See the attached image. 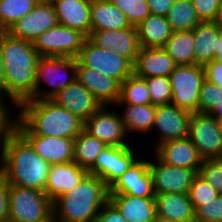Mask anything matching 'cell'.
Segmentation results:
<instances>
[{
	"mask_svg": "<svg viewBox=\"0 0 222 222\" xmlns=\"http://www.w3.org/2000/svg\"><path fill=\"white\" fill-rule=\"evenodd\" d=\"M141 157V158H140ZM109 188V194H129L136 197H155L149 159L140 156Z\"/></svg>",
	"mask_w": 222,
	"mask_h": 222,
	"instance_id": "obj_16",
	"label": "cell"
},
{
	"mask_svg": "<svg viewBox=\"0 0 222 222\" xmlns=\"http://www.w3.org/2000/svg\"><path fill=\"white\" fill-rule=\"evenodd\" d=\"M116 103L131 105L152 104L146 81L134 74L121 83L120 98Z\"/></svg>",
	"mask_w": 222,
	"mask_h": 222,
	"instance_id": "obj_33",
	"label": "cell"
},
{
	"mask_svg": "<svg viewBox=\"0 0 222 222\" xmlns=\"http://www.w3.org/2000/svg\"><path fill=\"white\" fill-rule=\"evenodd\" d=\"M58 24L50 0H39L34 9L16 21L7 31L12 37L33 42L43 32Z\"/></svg>",
	"mask_w": 222,
	"mask_h": 222,
	"instance_id": "obj_14",
	"label": "cell"
},
{
	"mask_svg": "<svg viewBox=\"0 0 222 222\" xmlns=\"http://www.w3.org/2000/svg\"><path fill=\"white\" fill-rule=\"evenodd\" d=\"M154 222H175V221H171L170 219L156 216Z\"/></svg>",
	"mask_w": 222,
	"mask_h": 222,
	"instance_id": "obj_54",
	"label": "cell"
},
{
	"mask_svg": "<svg viewBox=\"0 0 222 222\" xmlns=\"http://www.w3.org/2000/svg\"><path fill=\"white\" fill-rule=\"evenodd\" d=\"M175 0H147L150 14L167 16Z\"/></svg>",
	"mask_w": 222,
	"mask_h": 222,
	"instance_id": "obj_48",
	"label": "cell"
},
{
	"mask_svg": "<svg viewBox=\"0 0 222 222\" xmlns=\"http://www.w3.org/2000/svg\"><path fill=\"white\" fill-rule=\"evenodd\" d=\"M221 101L222 88L218 87L216 84L208 82L205 79L200 89L198 112L209 113L216 104H219Z\"/></svg>",
	"mask_w": 222,
	"mask_h": 222,
	"instance_id": "obj_40",
	"label": "cell"
},
{
	"mask_svg": "<svg viewBox=\"0 0 222 222\" xmlns=\"http://www.w3.org/2000/svg\"><path fill=\"white\" fill-rule=\"evenodd\" d=\"M105 146L104 142L83 130L74 138L73 162L88 170Z\"/></svg>",
	"mask_w": 222,
	"mask_h": 222,
	"instance_id": "obj_31",
	"label": "cell"
},
{
	"mask_svg": "<svg viewBox=\"0 0 222 222\" xmlns=\"http://www.w3.org/2000/svg\"><path fill=\"white\" fill-rule=\"evenodd\" d=\"M141 48H163L173 33L166 16L148 15L136 26Z\"/></svg>",
	"mask_w": 222,
	"mask_h": 222,
	"instance_id": "obj_28",
	"label": "cell"
},
{
	"mask_svg": "<svg viewBox=\"0 0 222 222\" xmlns=\"http://www.w3.org/2000/svg\"><path fill=\"white\" fill-rule=\"evenodd\" d=\"M218 191L210 185L199 173L194 177L188 195L195 211L202 205L213 200Z\"/></svg>",
	"mask_w": 222,
	"mask_h": 222,
	"instance_id": "obj_38",
	"label": "cell"
},
{
	"mask_svg": "<svg viewBox=\"0 0 222 222\" xmlns=\"http://www.w3.org/2000/svg\"><path fill=\"white\" fill-rule=\"evenodd\" d=\"M4 62L3 89L18 105L32 99L35 93L36 66L41 57L32 42L12 37L5 32L0 38Z\"/></svg>",
	"mask_w": 222,
	"mask_h": 222,
	"instance_id": "obj_1",
	"label": "cell"
},
{
	"mask_svg": "<svg viewBox=\"0 0 222 222\" xmlns=\"http://www.w3.org/2000/svg\"><path fill=\"white\" fill-rule=\"evenodd\" d=\"M39 156L49 164L73 162L74 139L55 136H36L21 134Z\"/></svg>",
	"mask_w": 222,
	"mask_h": 222,
	"instance_id": "obj_20",
	"label": "cell"
},
{
	"mask_svg": "<svg viewBox=\"0 0 222 222\" xmlns=\"http://www.w3.org/2000/svg\"><path fill=\"white\" fill-rule=\"evenodd\" d=\"M153 151L162 162L172 166L193 169L197 173L204 161L188 136L163 142Z\"/></svg>",
	"mask_w": 222,
	"mask_h": 222,
	"instance_id": "obj_18",
	"label": "cell"
},
{
	"mask_svg": "<svg viewBox=\"0 0 222 222\" xmlns=\"http://www.w3.org/2000/svg\"><path fill=\"white\" fill-rule=\"evenodd\" d=\"M4 75H5L4 62H3L2 55H1V52H0V83L2 85L4 83Z\"/></svg>",
	"mask_w": 222,
	"mask_h": 222,
	"instance_id": "obj_52",
	"label": "cell"
},
{
	"mask_svg": "<svg viewBox=\"0 0 222 222\" xmlns=\"http://www.w3.org/2000/svg\"><path fill=\"white\" fill-rule=\"evenodd\" d=\"M163 49L173 58L177 65L195 64L192 30L173 31Z\"/></svg>",
	"mask_w": 222,
	"mask_h": 222,
	"instance_id": "obj_30",
	"label": "cell"
},
{
	"mask_svg": "<svg viewBox=\"0 0 222 222\" xmlns=\"http://www.w3.org/2000/svg\"><path fill=\"white\" fill-rule=\"evenodd\" d=\"M195 64L204 66L212 62L219 45L222 28L215 21H201L193 28Z\"/></svg>",
	"mask_w": 222,
	"mask_h": 222,
	"instance_id": "obj_25",
	"label": "cell"
},
{
	"mask_svg": "<svg viewBox=\"0 0 222 222\" xmlns=\"http://www.w3.org/2000/svg\"><path fill=\"white\" fill-rule=\"evenodd\" d=\"M177 66L163 48H141L133 65V74L140 78L169 77Z\"/></svg>",
	"mask_w": 222,
	"mask_h": 222,
	"instance_id": "obj_21",
	"label": "cell"
},
{
	"mask_svg": "<svg viewBox=\"0 0 222 222\" xmlns=\"http://www.w3.org/2000/svg\"><path fill=\"white\" fill-rule=\"evenodd\" d=\"M87 39L82 32L58 23L34 39L32 44L41 57L76 58Z\"/></svg>",
	"mask_w": 222,
	"mask_h": 222,
	"instance_id": "obj_8",
	"label": "cell"
},
{
	"mask_svg": "<svg viewBox=\"0 0 222 222\" xmlns=\"http://www.w3.org/2000/svg\"><path fill=\"white\" fill-rule=\"evenodd\" d=\"M58 23L77 30L87 37L91 32V0H50Z\"/></svg>",
	"mask_w": 222,
	"mask_h": 222,
	"instance_id": "obj_23",
	"label": "cell"
},
{
	"mask_svg": "<svg viewBox=\"0 0 222 222\" xmlns=\"http://www.w3.org/2000/svg\"><path fill=\"white\" fill-rule=\"evenodd\" d=\"M195 222H222V194L195 211Z\"/></svg>",
	"mask_w": 222,
	"mask_h": 222,
	"instance_id": "obj_43",
	"label": "cell"
},
{
	"mask_svg": "<svg viewBox=\"0 0 222 222\" xmlns=\"http://www.w3.org/2000/svg\"><path fill=\"white\" fill-rule=\"evenodd\" d=\"M77 65L92 68L122 83L133 75V64L126 58L94 45L88 39L76 57Z\"/></svg>",
	"mask_w": 222,
	"mask_h": 222,
	"instance_id": "obj_10",
	"label": "cell"
},
{
	"mask_svg": "<svg viewBox=\"0 0 222 222\" xmlns=\"http://www.w3.org/2000/svg\"><path fill=\"white\" fill-rule=\"evenodd\" d=\"M76 79L102 104L113 107L120 98L121 83L92 68L77 65Z\"/></svg>",
	"mask_w": 222,
	"mask_h": 222,
	"instance_id": "obj_19",
	"label": "cell"
},
{
	"mask_svg": "<svg viewBox=\"0 0 222 222\" xmlns=\"http://www.w3.org/2000/svg\"><path fill=\"white\" fill-rule=\"evenodd\" d=\"M200 21H215L221 0H191Z\"/></svg>",
	"mask_w": 222,
	"mask_h": 222,
	"instance_id": "obj_44",
	"label": "cell"
},
{
	"mask_svg": "<svg viewBox=\"0 0 222 222\" xmlns=\"http://www.w3.org/2000/svg\"><path fill=\"white\" fill-rule=\"evenodd\" d=\"M0 222H16L10 218H6V219H3V220H0Z\"/></svg>",
	"mask_w": 222,
	"mask_h": 222,
	"instance_id": "obj_55",
	"label": "cell"
},
{
	"mask_svg": "<svg viewBox=\"0 0 222 222\" xmlns=\"http://www.w3.org/2000/svg\"><path fill=\"white\" fill-rule=\"evenodd\" d=\"M9 218L16 222H53V201L43 191L9 185Z\"/></svg>",
	"mask_w": 222,
	"mask_h": 222,
	"instance_id": "obj_6",
	"label": "cell"
},
{
	"mask_svg": "<svg viewBox=\"0 0 222 222\" xmlns=\"http://www.w3.org/2000/svg\"><path fill=\"white\" fill-rule=\"evenodd\" d=\"M109 201L128 222H154L155 197H136L129 194H109Z\"/></svg>",
	"mask_w": 222,
	"mask_h": 222,
	"instance_id": "obj_24",
	"label": "cell"
},
{
	"mask_svg": "<svg viewBox=\"0 0 222 222\" xmlns=\"http://www.w3.org/2000/svg\"><path fill=\"white\" fill-rule=\"evenodd\" d=\"M219 123H220L221 132H222V120H220Z\"/></svg>",
	"mask_w": 222,
	"mask_h": 222,
	"instance_id": "obj_57",
	"label": "cell"
},
{
	"mask_svg": "<svg viewBox=\"0 0 222 222\" xmlns=\"http://www.w3.org/2000/svg\"><path fill=\"white\" fill-rule=\"evenodd\" d=\"M6 31L0 26V38Z\"/></svg>",
	"mask_w": 222,
	"mask_h": 222,
	"instance_id": "obj_56",
	"label": "cell"
},
{
	"mask_svg": "<svg viewBox=\"0 0 222 222\" xmlns=\"http://www.w3.org/2000/svg\"><path fill=\"white\" fill-rule=\"evenodd\" d=\"M39 0H0V26L7 32L20 18L30 13Z\"/></svg>",
	"mask_w": 222,
	"mask_h": 222,
	"instance_id": "obj_34",
	"label": "cell"
},
{
	"mask_svg": "<svg viewBox=\"0 0 222 222\" xmlns=\"http://www.w3.org/2000/svg\"><path fill=\"white\" fill-rule=\"evenodd\" d=\"M9 184L0 173V220L9 218Z\"/></svg>",
	"mask_w": 222,
	"mask_h": 222,
	"instance_id": "obj_47",
	"label": "cell"
},
{
	"mask_svg": "<svg viewBox=\"0 0 222 222\" xmlns=\"http://www.w3.org/2000/svg\"><path fill=\"white\" fill-rule=\"evenodd\" d=\"M113 145H107L96 157L94 164L87 170L88 174L101 178L106 186H112Z\"/></svg>",
	"mask_w": 222,
	"mask_h": 222,
	"instance_id": "obj_39",
	"label": "cell"
},
{
	"mask_svg": "<svg viewBox=\"0 0 222 222\" xmlns=\"http://www.w3.org/2000/svg\"><path fill=\"white\" fill-rule=\"evenodd\" d=\"M108 200L109 188L105 182L87 174L53 202V222H96L99 210Z\"/></svg>",
	"mask_w": 222,
	"mask_h": 222,
	"instance_id": "obj_4",
	"label": "cell"
},
{
	"mask_svg": "<svg viewBox=\"0 0 222 222\" xmlns=\"http://www.w3.org/2000/svg\"><path fill=\"white\" fill-rule=\"evenodd\" d=\"M205 79L222 88V63L216 60L203 66Z\"/></svg>",
	"mask_w": 222,
	"mask_h": 222,
	"instance_id": "obj_46",
	"label": "cell"
},
{
	"mask_svg": "<svg viewBox=\"0 0 222 222\" xmlns=\"http://www.w3.org/2000/svg\"><path fill=\"white\" fill-rule=\"evenodd\" d=\"M7 103V104H6ZM8 102H0V152L10 137L17 131L18 113L14 118L9 108Z\"/></svg>",
	"mask_w": 222,
	"mask_h": 222,
	"instance_id": "obj_41",
	"label": "cell"
},
{
	"mask_svg": "<svg viewBox=\"0 0 222 222\" xmlns=\"http://www.w3.org/2000/svg\"><path fill=\"white\" fill-rule=\"evenodd\" d=\"M7 101L8 102L10 101L11 104H14V106H15L14 108L17 107L16 110H18V104L16 102L12 101L11 99H9V97L6 95V93L3 89V85L0 83V102H7Z\"/></svg>",
	"mask_w": 222,
	"mask_h": 222,
	"instance_id": "obj_50",
	"label": "cell"
},
{
	"mask_svg": "<svg viewBox=\"0 0 222 222\" xmlns=\"http://www.w3.org/2000/svg\"><path fill=\"white\" fill-rule=\"evenodd\" d=\"M126 16L131 26H138L150 15L147 0H109Z\"/></svg>",
	"mask_w": 222,
	"mask_h": 222,
	"instance_id": "obj_36",
	"label": "cell"
},
{
	"mask_svg": "<svg viewBox=\"0 0 222 222\" xmlns=\"http://www.w3.org/2000/svg\"><path fill=\"white\" fill-rule=\"evenodd\" d=\"M215 22L222 28V0L220 1L218 13H217V18H216Z\"/></svg>",
	"mask_w": 222,
	"mask_h": 222,
	"instance_id": "obj_53",
	"label": "cell"
},
{
	"mask_svg": "<svg viewBox=\"0 0 222 222\" xmlns=\"http://www.w3.org/2000/svg\"><path fill=\"white\" fill-rule=\"evenodd\" d=\"M0 173L9 185L43 191L51 164L16 131L0 152Z\"/></svg>",
	"mask_w": 222,
	"mask_h": 222,
	"instance_id": "obj_3",
	"label": "cell"
},
{
	"mask_svg": "<svg viewBox=\"0 0 222 222\" xmlns=\"http://www.w3.org/2000/svg\"><path fill=\"white\" fill-rule=\"evenodd\" d=\"M17 112L20 134L74 139L84 130L83 120L52 100H26L18 105Z\"/></svg>",
	"mask_w": 222,
	"mask_h": 222,
	"instance_id": "obj_2",
	"label": "cell"
},
{
	"mask_svg": "<svg viewBox=\"0 0 222 222\" xmlns=\"http://www.w3.org/2000/svg\"><path fill=\"white\" fill-rule=\"evenodd\" d=\"M87 174L88 171L75 162L52 164L44 192L54 202L77 186Z\"/></svg>",
	"mask_w": 222,
	"mask_h": 222,
	"instance_id": "obj_22",
	"label": "cell"
},
{
	"mask_svg": "<svg viewBox=\"0 0 222 222\" xmlns=\"http://www.w3.org/2000/svg\"><path fill=\"white\" fill-rule=\"evenodd\" d=\"M153 156V160H149V171L154 194L188 193L197 172L193 169L168 165L155 154Z\"/></svg>",
	"mask_w": 222,
	"mask_h": 222,
	"instance_id": "obj_11",
	"label": "cell"
},
{
	"mask_svg": "<svg viewBox=\"0 0 222 222\" xmlns=\"http://www.w3.org/2000/svg\"><path fill=\"white\" fill-rule=\"evenodd\" d=\"M190 113L173 104L155 106L153 128L157 134L152 148L159 144L188 136Z\"/></svg>",
	"mask_w": 222,
	"mask_h": 222,
	"instance_id": "obj_13",
	"label": "cell"
},
{
	"mask_svg": "<svg viewBox=\"0 0 222 222\" xmlns=\"http://www.w3.org/2000/svg\"><path fill=\"white\" fill-rule=\"evenodd\" d=\"M166 17L173 31L193 30L201 22L191 0H175Z\"/></svg>",
	"mask_w": 222,
	"mask_h": 222,
	"instance_id": "obj_32",
	"label": "cell"
},
{
	"mask_svg": "<svg viewBox=\"0 0 222 222\" xmlns=\"http://www.w3.org/2000/svg\"><path fill=\"white\" fill-rule=\"evenodd\" d=\"M114 107H123L122 113H119L128 136H131L129 135L131 133H153L149 131H152L153 128L155 105H131L126 103H116Z\"/></svg>",
	"mask_w": 222,
	"mask_h": 222,
	"instance_id": "obj_29",
	"label": "cell"
},
{
	"mask_svg": "<svg viewBox=\"0 0 222 222\" xmlns=\"http://www.w3.org/2000/svg\"><path fill=\"white\" fill-rule=\"evenodd\" d=\"M169 79L172 88L171 104L190 113L198 112L200 89L205 80L203 66L178 65Z\"/></svg>",
	"mask_w": 222,
	"mask_h": 222,
	"instance_id": "obj_7",
	"label": "cell"
},
{
	"mask_svg": "<svg viewBox=\"0 0 222 222\" xmlns=\"http://www.w3.org/2000/svg\"><path fill=\"white\" fill-rule=\"evenodd\" d=\"M109 106H102L88 120L84 122V130L91 136L97 137L106 145H132L127 136L121 116Z\"/></svg>",
	"mask_w": 222,
	"mask_h": 222,
	"instance_id": "obj_12",
	"label": "cell"
},
{
	"mask_svg": "<svg viewBox=\"0 0 222 222\" xmlns=\"http://www.w3.org/2000/svg\"><path fill=\"white\" fill-rule=\"evenodd\" d=\"M188 138L206 159H222V132L219 121L208 113H192Z\"/></svg>",
	"mask_w": 222,
	"mask_h": 222,
	"instance_id": "obj_9",
	"label": "cell"
},
{
	"mask_svg": "<svg viewBox=\"0 0 222 222\" xmlns=\"http://www.w3.org/2000/svg\"><path fill=\"white\" fill-rule=\"evenodd\" d=\"M148 86L152 105H168L172 101V88L169 77L156 76L143 78Z\"/></svg>",
	"mask_w": 222,
	"mask_h": 222,
	"instance_id": "obj_37",
	"label": "cell"
},
{
	"mask_svg": "<svg viewBox=\"0 0 222 222\" xmlns=\"http://www.w3.org/2000/svg\"><path fill=\"white\" fill-rule=\"evenodd\" d=\"M51 100L84 122L102 107V104L77 79L64 87Z\"/></svg>",
	"mask_w": 222,
	"mask_h": 222,
	"instance_id": "obj_17",
	"label": "cell"
},
{
	"mask_svg": "<svg viewBox=\"0 0 222 222\" xmlns=\"http://www.w3.org/2000/svg\"><path fill=\"white\" fill-rule=\"evenodd\" d=\"M135 144L129 146H113L112 185L139 158ZM134 147V148H133Z\"/></svg>",
	"mask_w": 222,
	"mask_h": 222,
	"instance_id": "obj_35",
	"label": "cell"
},
{
	"mask_svg": "<svg viewBox=\"0 0 222 222\" xmlns=\"http://www.w3.org/2000/svg\"><path fill=\"white\" fill-rule=\"evenodd\" d=\"M88 40L104 50L128 59L133 65L141 46L134 26L118 30H91Z\"/></svg>",
	"mask_w": 222,
	"mask_h": 222,
	"instance_id": "obj_15",
	"label": "cell"
},
{
	"mask_svg": "<svg viewBox=\"0 0 222 222\" xmlns=\"http://www.w3.org/2000/svg\"><path fill=\"white\" fill-rule=\"evenodd\" d=\"M76 76V58L40 57L36 66L35 93L32 99L51 100L64 87L74 82Z\"/></svg>",
	"mask_w": 222,
	"mask_h": 222,
	"instance_id": "obj_5",
	"label": "cell"
},
{
	"mask_svg": "<svg viewBox=\"0 0 222 222\" xmlns=\"http://www.w3.org/2000/svg\"><path fill=\"white\" fill-rule=\"evenodd\" d=\"M198 173L222 194V159L204 160Z\"/></svg>",
	"mask_w": 222,
	"mask_h": 222,
	"instance_id": "obj_42",
	"label": "cell"
},
{
	"mask_svg": "<svg viewBox=\"0 0 222 222\" xmlns=\"http://www.w3.org/2000/svg\"><path fill=\"white\" fill-rule=\"evenodd\" d=\"M156 216L175 222H195V209L188 193L155 195Z\"/></svg>",
	"mask_w": 222,
	"mask_h": 222,
	"instance_id": "obj_26",
	"label": "cell"
},
{
	"mask_svg": "<svg viewBox=\"0 0 222 222\" xmlns=\"http://www.w3.org/2000/svg\"><path fill=\"white\" fill-rule=\"evenodd\" d=\"M91 30H118L131 27L125 14L109 0H91Z\"/></svg>",
	"mask_w": 222,
	"mask_h": 222,
	"instance_id": "obj_27",
	"label": "cell"
},
{
	"mask_svg": "<svg viewBox=\"0 0 222 222\" xmlns=\"http://www.w3.org/2000/svg\"><path fill=\"white\" fill-rule=\"evenodd\" d=\"M208 114L216 118L218 121L222 120V101L219 104H216Z\"/></svg>",
	"mask_w": 222,
	"mask_h": 222,
	"instance_id": "obj_49",
	"label": "cell"
},
{
	"mask_svg": "<svg viewBox=\"0 0 222 222\" xmlns=\"http://www.w3.org/2000/svg\"><path fill=\"white\" fill-rule=\"evenodd\" d=\"M96 222H128L118 209L108 200L99 210Z\"/></svg>",
	"mask_w": 222,
	"mask_h": 222,
	"instance_id": "obj_45",
	"label": "cell"
},
{
	"mask_svg": "<svg viewBox=\"0 0 222 222\" xmlns=\"http://www.w3.org/2000/svg\"><path fill=\"white\" fill-rule=\"evenodd\" d=\"M215 51H216V55H215L214 60L222 63V34L219 36L218 49H216Z\"/></svg>",
	"mask_w": 222,
	"mask_h": 222,
	"instance_id": "obj_51",
	"label": "cell"
}]
</instances>
